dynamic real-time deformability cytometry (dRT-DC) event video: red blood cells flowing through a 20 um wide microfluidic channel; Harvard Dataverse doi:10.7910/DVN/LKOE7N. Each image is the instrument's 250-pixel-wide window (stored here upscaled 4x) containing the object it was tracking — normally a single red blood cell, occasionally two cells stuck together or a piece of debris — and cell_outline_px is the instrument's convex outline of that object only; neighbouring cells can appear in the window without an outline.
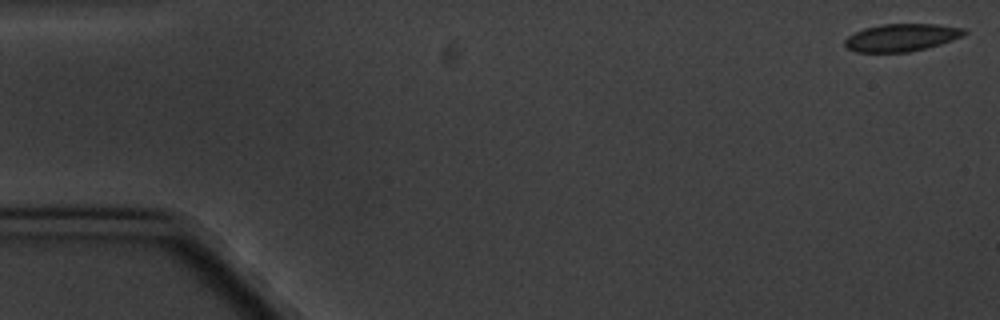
{"species": "common noctule bat (a hibernating species)", "species_latin": "Nyctalus noctula", "temperature_condition": "cold", "stored_images_in_passage": 9, "camera_frame_rate_fps": 3000, "um_per_image_px": 0.085, "animal": {"sex": "male", "body_mass_g": 20.1, "forearm_length_mm": 53.5}, "frame": {"image": 1, "passage_image": 1, "time_ms": 0.0, "image_size_px": [1000, 320], "cell_outline_px": [[968, 32], [964, 36], [940, 44], [908, 52], [856, 52], [848, 48], [844, 44], [844, 40], [848, 36], [864, 28], [880, 24], [936, 24], [964, 28]], "centroid_in_image_um": [76.64, 3.18], "position_along_channel_um": 8.4, "area_um2": 19.13}}